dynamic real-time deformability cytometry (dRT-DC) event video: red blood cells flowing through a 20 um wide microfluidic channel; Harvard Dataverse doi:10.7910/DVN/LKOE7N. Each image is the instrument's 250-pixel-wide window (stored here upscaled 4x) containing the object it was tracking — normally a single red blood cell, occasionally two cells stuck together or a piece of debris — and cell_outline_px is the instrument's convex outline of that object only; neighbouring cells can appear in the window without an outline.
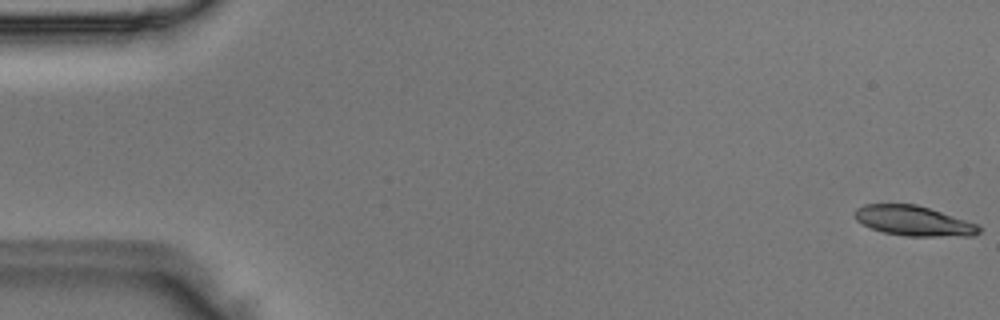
{"species": "Egyptian fruit bat (a non-hibernating species)", "species_latin": "Rousettus aegyptiacus", "temperature_condition": "room temperature", "stored_images_in_passage": 11, "camera_frame_rate_fps": 3000, "um_per_image_px": 0.085, "animal": {"sex": "male"}, "frame": {"image": 1, "passage_image": 1, "time_ms": 0.0, "image_size_px": [1000, 320], "cell_outline_px": [[980, 232], [976, 236], [904, 236], [884, 232], [872, 228], [856, 220], [852, 216], [852, 212], [856, 208], [864, 204], [916, 204], [980, 224]], "centroid_in_image_um": [77.66, 18.77], "position_along_channel_um": 7.3, "area_um2": 21.91}}